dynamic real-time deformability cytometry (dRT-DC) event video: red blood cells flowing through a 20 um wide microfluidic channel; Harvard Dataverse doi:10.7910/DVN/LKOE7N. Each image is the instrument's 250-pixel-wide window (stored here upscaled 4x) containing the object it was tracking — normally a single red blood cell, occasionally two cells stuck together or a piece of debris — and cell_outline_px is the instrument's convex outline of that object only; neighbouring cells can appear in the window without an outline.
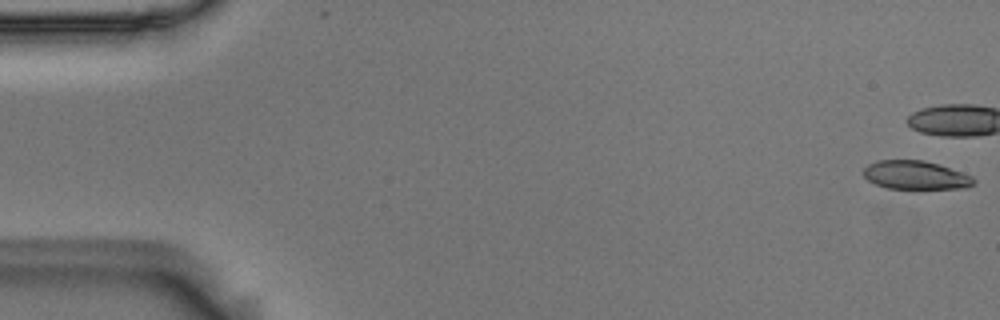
{"species": "Egyptian fruit bat (a non-hibernating species)", "species_latin": "Rousettus aegyptiacus", "temperature_condition": "room temperature", "stored_images_in_passage": 10, "camera_frame_rate_fps": 3000, "um_per_image_px": 0.085, "animal": {"sex": "male"}, "frame": {"image": 1, "passage_image": 1, "time_ms": 0.0, "image_size_px": [1000, 320], "cell_outline_px": [[976, 180], [968, 188], [888, 188], [876, 184], [868, 180], [864, 176], [864, 168], [868, 164], [876, 160], [924, 160], [972, 176]], "centroid_in_image_um": [77.8, 14.88], "position_along_channel_um": 7.2, "area_um2": 18.03}}